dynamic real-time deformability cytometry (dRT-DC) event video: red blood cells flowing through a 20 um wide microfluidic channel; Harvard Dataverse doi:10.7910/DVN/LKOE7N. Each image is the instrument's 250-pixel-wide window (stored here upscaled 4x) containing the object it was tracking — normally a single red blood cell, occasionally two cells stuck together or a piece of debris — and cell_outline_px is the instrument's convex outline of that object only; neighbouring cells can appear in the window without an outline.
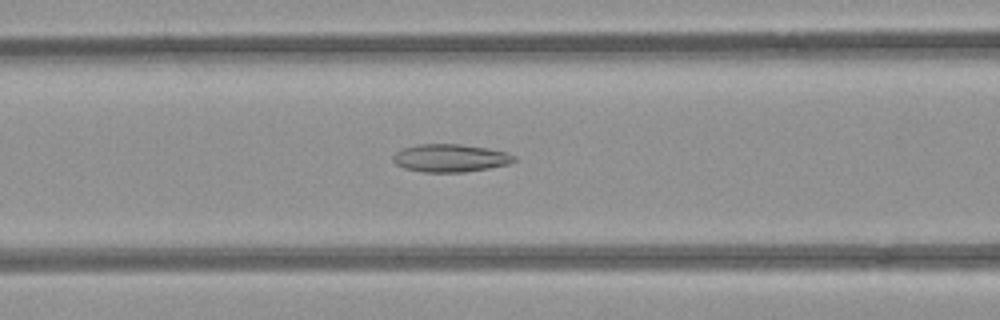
{"species": "common noctule bat (a hibernating species)", "species_latin": "Nyctalus noctula", "temperature_condition": "room temperature", "stored_images_in_passage": 52, "camera_frame_rate_fps": 3000, "um_per_image_px": 0.085, "animal": {"sex": "female", "body_mass_g": 21.9}, "frame": {"image": 1, "passage_image": 21, "time_ms": 6.667, "image_size_px": [1000, 320], "cell_outline_px": [[516, 160], [508, 164], [488, 168], [464, 172], [424, 172], [404, 168], [396, 164], [392, 160], [392, 156], [396, 152], [404, 148], [420, 144], [460, 144], [488, 148], [508, 152], [516, 156]], "centroid_in_image_um": [38.29, 13.43], "position_along_channel_um": 128.3, "area_um2": 19.65}}
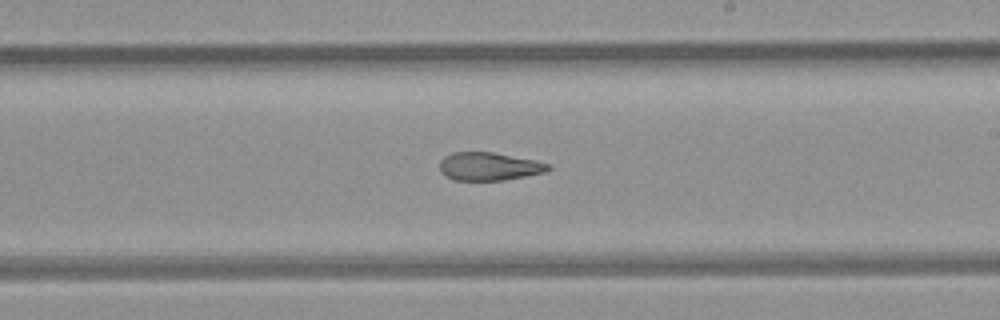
{"frame": {"image": 2, "passage_image": 30, "time_ms": 9.667, "image_size_px": [1000, 320], "cell_outline_px": [[552, 168], [544, 172], [504, 180], [456, 180], [448, 176], [440, 168], [440, 160], [444, 156], [452, 152], [492, 152], [536, 160], [548, 164]], "centroid_in_image_um": [41.58, 14.13], "position_along_channel_um": 247.4, "area_um2": 17.51}}
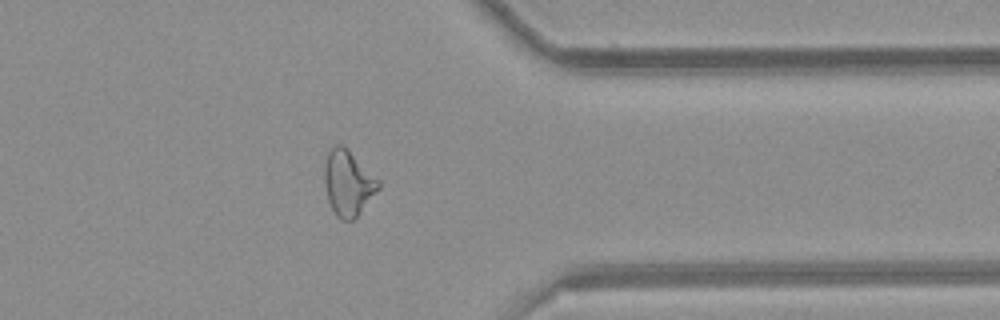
{"frame": {"image": 3, "passage_image": 41, "time_ms": 13.333, "image_size_px": [1000, 320], "cell_outline_px": [[380, 188], [356, 216], [352, 220], [340, 220], [336, 216], [328, 200], [324, 180], [324, 164], [328, 152], [336, 144], [340, 144], [380, 180]], "centroid_in_image_um": [29.57, 15.58], "position_along_channel_um": 381.8, "area_um2": 20.11}, "authors_computed_cell_mechanics": {"area_um2": 21.1259, "velocity_mm_per_s": 3.9687, "shape_relaxation_time_tau1_ms": null, "shape_relaxation_time_tau2_ms": 3.4661, "deformation_change_tau1": null, "deformation_change_tau2": 0.122}}